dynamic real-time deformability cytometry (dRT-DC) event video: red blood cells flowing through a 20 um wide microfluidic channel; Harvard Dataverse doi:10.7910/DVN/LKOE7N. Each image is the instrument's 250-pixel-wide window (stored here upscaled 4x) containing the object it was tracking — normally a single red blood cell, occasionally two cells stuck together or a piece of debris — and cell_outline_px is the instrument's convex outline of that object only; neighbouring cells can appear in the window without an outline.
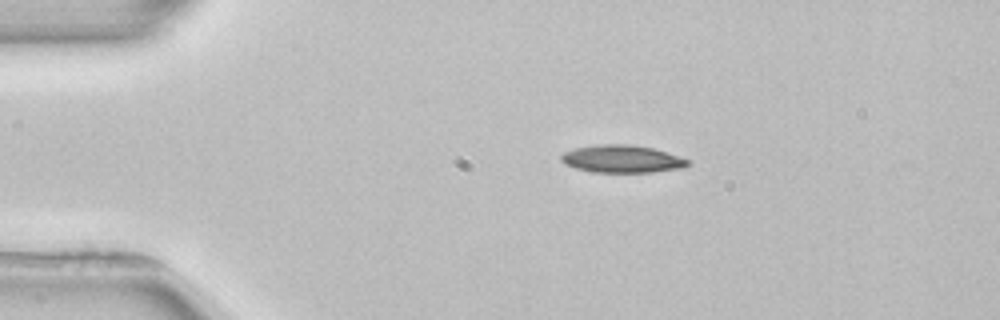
{"species": "common noctule bat (a hibernating species)", "species_latin": "Nyctalus noctula", "temperature_condition": "room temperature", "stored_images_in_passage": 5, "camera_frame_rate_fps": 3000, "um_per_image_px": 0.085, "animal": {"sex": "female", "body_mass_g": 22.7, "forearm_length_mm": 54.2}, "frame": {"image": 1, "passage_image": 5, "time_ms": 6.0, "image_size_px": [1000, 320], "cell_outline_px": [[692, 164], [684, 168], [652, 172], [592, 172], [576, 168], [564, 164], [560, 160], [560, 156], [564, 152], [576, 148], [600, 144], [632, 144], [652, 148], [668, 152], [692, 160]], "centroid_in_image_um": [52.93, 13.51], "position_along_channel_um": 32.1, "area_um2": 20.63}}